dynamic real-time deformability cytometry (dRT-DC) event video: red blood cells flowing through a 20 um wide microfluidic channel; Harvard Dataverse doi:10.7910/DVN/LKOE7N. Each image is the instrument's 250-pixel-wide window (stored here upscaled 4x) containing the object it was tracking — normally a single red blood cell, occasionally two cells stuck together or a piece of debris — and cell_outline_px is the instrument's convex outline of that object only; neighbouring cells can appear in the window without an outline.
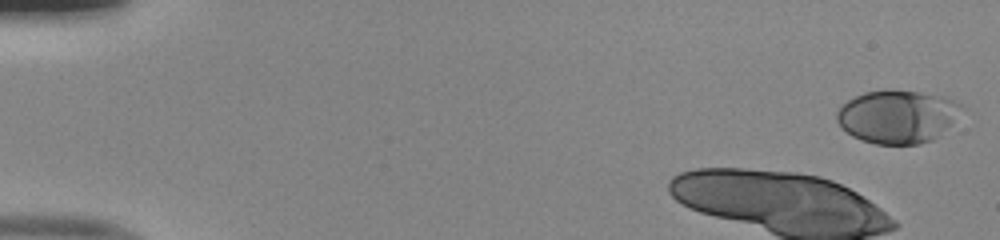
{"species": "human", "species_latin": "Homo sapiens", "temperature_condition": "room temperature", "stored_images_in_passage": 24, "camera_frame_rate_fps": 3000, "um_per_image_px": 0.085, "donor": {"sex": "male"}, "frame": {"image": 1, "passage_image": 1, "time_ms": 0.0, "image_size_px": [1000, 240], "cell_outline_px": [[968, 108], [932, 140], [920, 144], [876, 144], [852, 136], [836, 120], [836, 112], [848, 100], [864, 92], [888, 88], [892, 88], [920, 92], [944, 96], [964, 104]], "centroid_in_image_um": [76.34, 9.87], "position_along_channel_um": 8.7, "area_um2": 38.96}}